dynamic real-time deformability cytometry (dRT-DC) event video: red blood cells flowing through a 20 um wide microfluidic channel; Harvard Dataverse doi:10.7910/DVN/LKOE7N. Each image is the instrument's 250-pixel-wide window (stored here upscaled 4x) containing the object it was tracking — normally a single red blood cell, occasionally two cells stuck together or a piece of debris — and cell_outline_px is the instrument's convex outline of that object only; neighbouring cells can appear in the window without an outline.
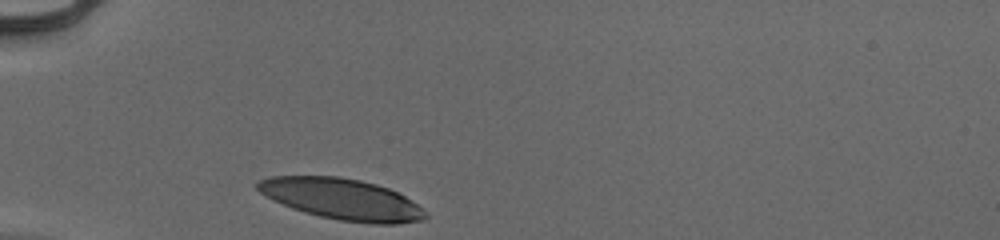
{"species": "human", "species_latin": "Homo sapiens", "temperature_condition": "cold", "stored_images_in_passage": 28, "camera_frame_rate_fps": 3000, "um_per_image_px": 0.085, "donor": {"sex": "male"}, "frame": {"image": 1, "passage_image": 1, "time_ms": 0.0, "image_size_px": [1000, 240], "cell_outline_px": [[428, 216], [420, 220], [400, 224], [372, 224], [340, 220], [320, 216], [304, 212], [292, 208], [272, 200], [260, 192], [256, 188], [256, 184], [260, 180], [272, 176], [340, 176], [360, 180], [376, 184], [388, 188], [404, 196], [416, 204]], "centroid_in_image_um": [29.03, 16.92], "position_along_channel_um": 56.0, "area_um2": 39.94}}
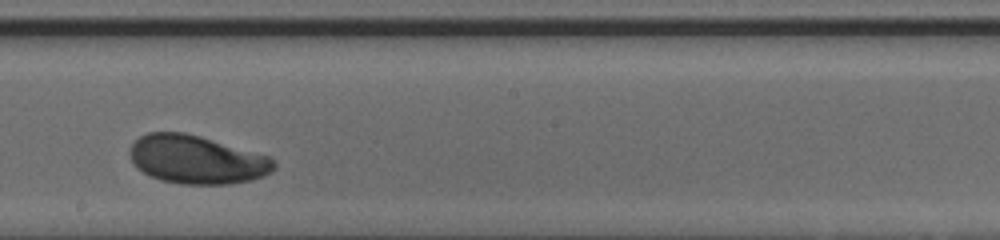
{"frame": {"image": 2, "passage_image": 16, "time_ms": 5.0, "image_size_px": [1000, 240], "cell_outline_px": [[276, 168], [272, 172], [264, 176], [252, 180], [228, 184], [180, 184], [160, 180], [136, 168], [128, 152], [128, 148], [140, 136], [148, 132], [184, 132], [200, 136], [268, 156], [276, 164]], "centroid_in_image_um": [16.7, 13.57], "position_along_channel_um": 231.5, "area_um2": 40.63}}
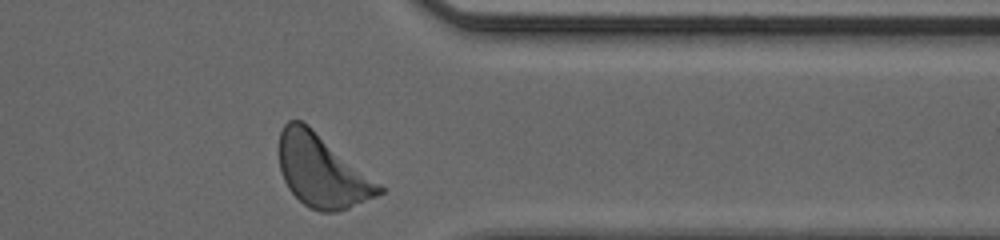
{"frame": {"image": 3, "passage_image": 28, "time_ms": 9.0, "image_size_px": [1000, 240], "cell_outline_px": [[384, 192], [376, 196], [348, 208], [336, 212], [320, 212], [308, 208], [288, 188], [284, 180], [280, 168], [280, 132], [284, 124], [288, 120], [300, 120], [308, 124], [380, 184], [384, 188]], "centroid_in_image_um": [27.35, 14.54], "position_along_channel_um": 384.0, "area_um2": 41.79}, "authors_computed_cell_mechanics": {"area_um2": 40.8068, "velocity_mm_per_s": 3.8957, "shape_relaxation_time_tau1_ms": 3.4419, "shape_relaxation_time_tau2_ms": null, "deformation_change_tau1": 0.165, "deformation_change_tau2": null}}